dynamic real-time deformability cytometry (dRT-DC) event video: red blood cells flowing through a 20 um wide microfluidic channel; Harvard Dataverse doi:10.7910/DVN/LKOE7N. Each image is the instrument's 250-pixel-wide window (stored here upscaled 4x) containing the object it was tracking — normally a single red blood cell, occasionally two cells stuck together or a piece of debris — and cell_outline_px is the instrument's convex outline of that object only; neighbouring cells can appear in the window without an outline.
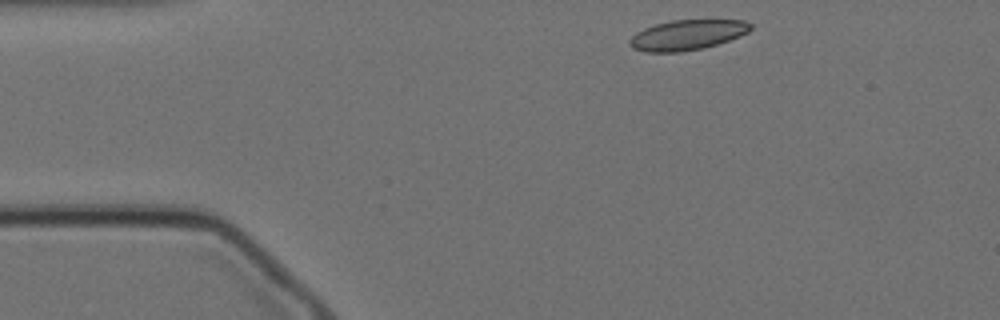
{"species": "Egyptian fruit bat (a non-hibernating species)", "species_latin": "Rousettus aegyptiacus", "temperature_condition": "cold", "stored_images_in_passage": 50, "camera_frame_rate_fps": 3000, "um_per_image_px": 0.085, "animal": {"sex": "female"}, "frame": {"image": 1, "passage_image": 1, "time_ms": 0.0, "image_size_px": [1000, 320], "cell_outline_px": [[752, 28], [748, 32], [740, 36], [704, 48], [680, 52], [644, 52], [632, 48], [628, 44], [628, 40], [636, 32], [644, 28], [656, 24], [672, 20], [744, 20], [752, 24]], "centroid_in_image_um": [58.39, 2.97], "position_along_channel_um": 26.6, "area_um2": 21.33}}
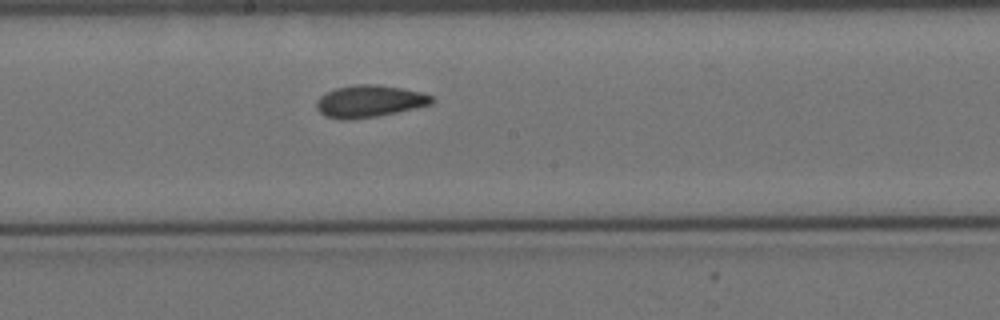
{"frame": {"image": 2, "passage_image": 22, "time_ms": 7.0, "image_size_px": [1000, 320], "cell_outline_px": [[436, 100], [432, 104], [416, 108], [376, 116], [352, 120], [340, 120], [324, 116], [316, 108], [316, 100], [320, 96], [336, 88], [356, 84], [376, 84], [400, 88], [420, 92], [432, 96]], "centroid_in_image_um": [31.38, 8.62], "position_along_channel_um": 216.8, "area_um2": 21.62}}
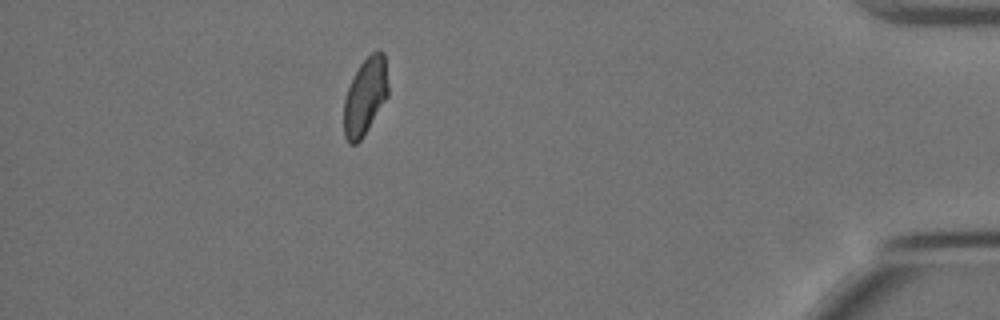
{"frame": {"image": 3, "passage_image": 43, "time_ms": 14.0, "image_size_px": [1000, 320], "cell_outline_px": [[388, 96], [368, 128], [360, 140], [356, 144], [348, 144], [344, 136], [344, 100], [348, 88], [360, 64], [376, 48], [380, 48], [384, 52], [388, 84]], "centroid_in_image_um": [31.05, 8.17], "position_along_channel_um": 404.1, "area_um2": 19.83}, "authors_computed_cell_mechanics": {"area_um2": 21.0103, "velocity_mm_per_s": 3.4478, "shape_relaxation_time_tau1_ms": null, "shape_relaxation_time_tau2_ms": 2.3801, "deformation_change_tau1": null, "deformation_change_tau2": 0.0675}}